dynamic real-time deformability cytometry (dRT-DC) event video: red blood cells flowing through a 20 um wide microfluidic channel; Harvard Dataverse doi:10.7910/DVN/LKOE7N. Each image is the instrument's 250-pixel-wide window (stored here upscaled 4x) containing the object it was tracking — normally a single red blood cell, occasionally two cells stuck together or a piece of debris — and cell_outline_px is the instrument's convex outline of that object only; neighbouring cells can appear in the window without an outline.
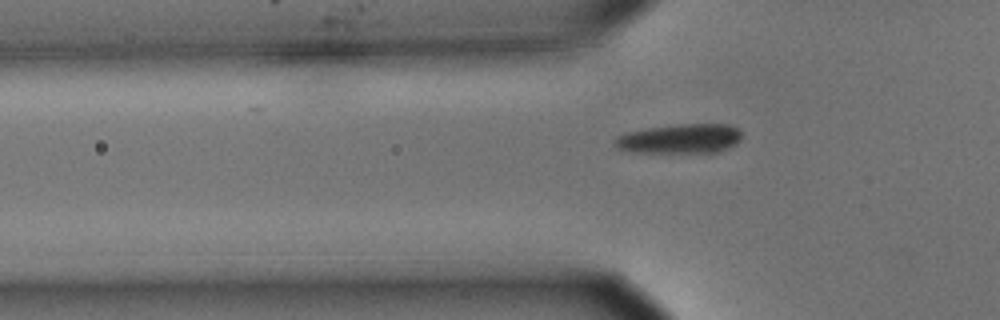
{"species": "common noctule bat (a hibernating species)", "species_latin": "Nyctalus noctula", "temperature_condition": "cold", "stored_images_in_passage": 43, "camera_frame_rate_fps": 3000, "um_per_image_px": 0.085, "animal": {"sex": "male", "body_mass_g": 15.6}, "frame": {"image": 1, "passage_image": 10, "time_ms": 3.0, "image_size_px": [1000, 320], "cell_outline_px": [[740, 140], [736, 144], [716, 152], [636, 152], [620, 148], [612, 144], [612, 140], [616, 136], [628, 132], [648, 128], [680, 124], [728, 124], [736, 128], [740, 132]], "centroid_in_image_um": [57.78, 11.78], "position_along_channel_um": 68.0, "area_um2": 21.56}}
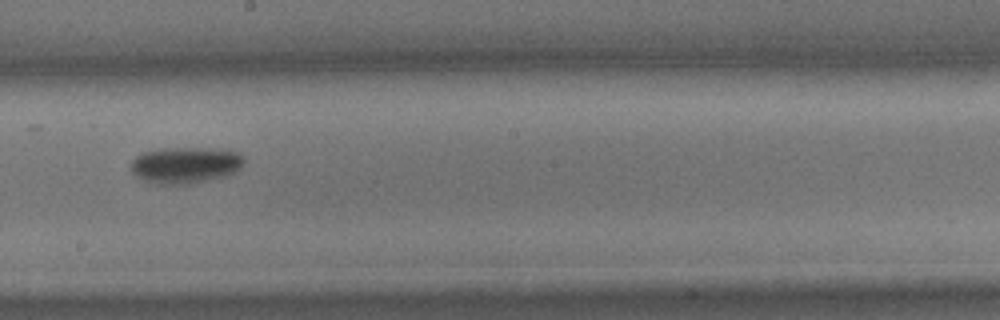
{"frame": {"image": 2, "passage_image": 24, "time_ms": 7.667, "image_size_px": [1000, 320], "cell_outline_px": [[244, 164], [236, 172], [228, 176], [188, 184], [156, 184], [144, 180], [136, 176], [132, 172], [132, 160], [136, 156], [144, 152], [164, 148], [208, 148], [240, 152], [244, 156]], "centroid_in_image_um": [15.8, 14.03], "position_along_channel_um": 232.4, "area_um2": 24.1}}
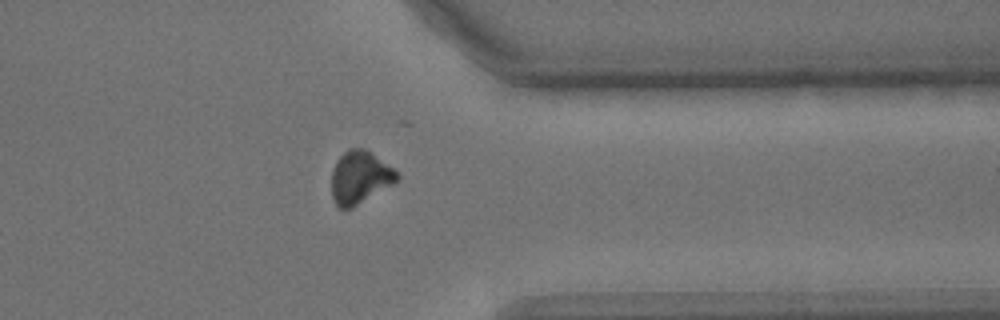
{"frame": {"image": 3, "passage_image": 37, "time_ms": 12.0, "image_size_px": [1000, 320], "cell_outline_px": [[400, 176], [392, 184], [352, 208], [340, 208], [336, 204], [332, 196], [332, 168], [336, 160], [348, 148], [364, 148], [400, 172]], "centroid_in_image_um": [30.58, 15.06], "position_along_channel_um": 380.8, "area_um2": 20.0}}